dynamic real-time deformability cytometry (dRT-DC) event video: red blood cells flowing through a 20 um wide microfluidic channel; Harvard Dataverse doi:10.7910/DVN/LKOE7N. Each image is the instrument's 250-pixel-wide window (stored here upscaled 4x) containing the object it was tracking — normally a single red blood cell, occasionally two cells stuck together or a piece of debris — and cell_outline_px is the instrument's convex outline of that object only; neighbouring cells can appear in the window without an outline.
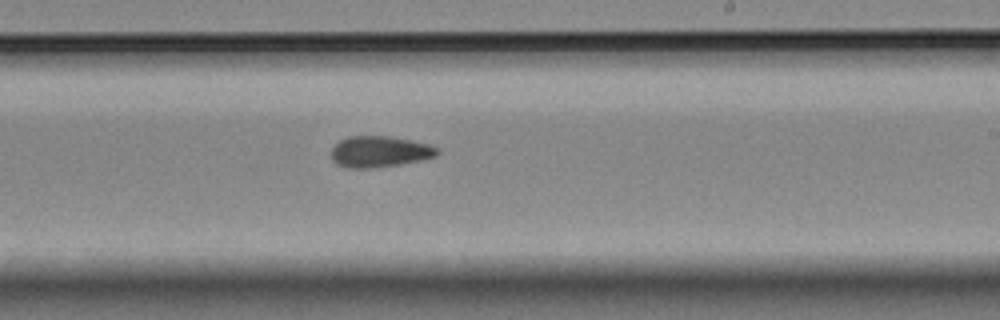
{"species": "Egyptian fruit bat (a non-hibernating species)", "species_latin": "Rousettus aegyptiacus", "temperature_condition": "room temperature", "stored_images_in_passage": 9, "camera_frame_rate_fps": 3000, "um_per_image_px": 0.085, "animal": {"sex": "female"}, "frame": {"image": 1, "passage_image": 9, "time_ms": 2.667, "image_size_px": [1000, 320], "cell_outline_px": [[440, 152], [436, 156], [420, 160], [400, 164], [368, 168], [348, 168], [336, 164], [332, 160], [332, 148], [340, 140], [348, 136], [388, 136], [428, 144], [440, 148]], "centroid_in_image_um": [32.26, 12.89], "position_along_channel_um": 256.7, "area_um2": 19.13}}